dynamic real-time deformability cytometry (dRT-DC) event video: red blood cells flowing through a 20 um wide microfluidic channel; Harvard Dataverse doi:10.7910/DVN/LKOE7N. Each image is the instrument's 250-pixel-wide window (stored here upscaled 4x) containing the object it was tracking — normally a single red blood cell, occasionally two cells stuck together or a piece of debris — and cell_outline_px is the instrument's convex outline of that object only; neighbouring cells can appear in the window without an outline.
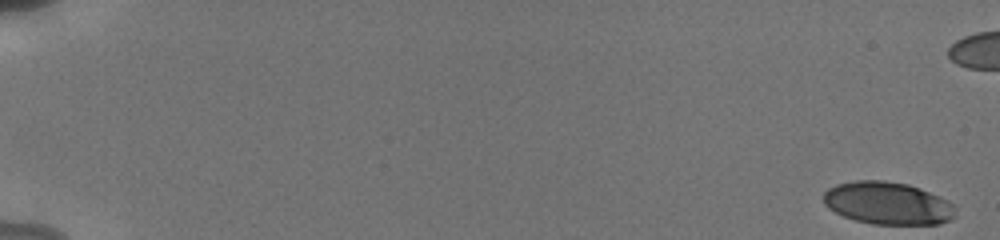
{"species": "human", "species_latin": "Homo sapiens", "temperature_condition": "cold", "stored_images_in_passage": 74, "camera_frame_rate_fps": 3000, "um_per_image_px": 0.085, "donor": {"sex": "male"}, "frame": {"image": 1, "passage_image": 1, "time_ms": 0.0, "image_size_px": [1000, 240], "cell_outline_px": [[956, 216], [940, 224], [872, 224], [856, 220], [844, 216], [828, 208], [824, 204], [824, 192], [828, 188], [836, 184], [856, 180], [884, 180], [908, 184], [920, 188], [952, 204], [956, 208]], "centroid_in_image_um": [75.43, 17.27], "position_along_channel_um": 9.6, "area_um2": 32.6}}
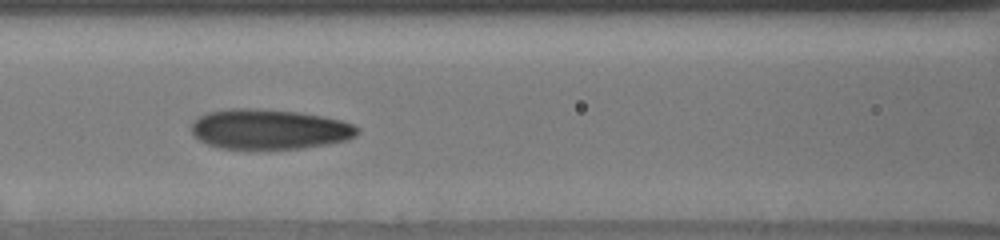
{"frame": {"image": 2, "passage_image": 31, "time_ms": 8.667, "image_size_px": [1000, 240], "cell_outline_px": [[360, 132], [356, 136], [348, 140], [328, 144], [300, 148], [220, 148], [208, 144], [192, 136], [192, 120], [208, 112], [228, 108], [256, 108], [300, 112], [340, 120], [352, 124], [360, 128]], "centroid_in_image_um": [22.89, 10.97], "position_along_channel_um": 143.7, "area_um2": 38.78}}
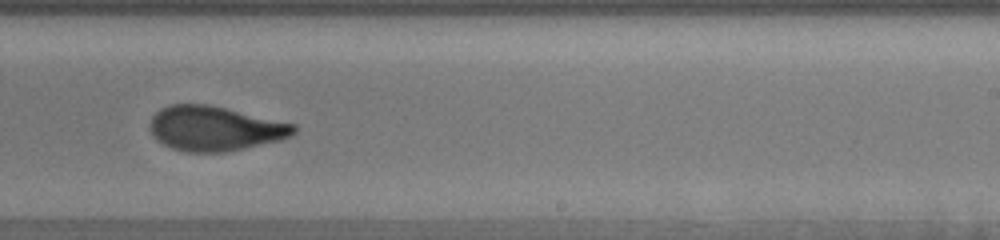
{"frame": {"image": 3, "passage_image": 49, "time_ms": 12.0, "image_size_px": [1000, 240], "cell_outline_px": [[296, 132], [292, 136], [280, 140], [244, 148], [224, 152], [188, 152], [172, 148], [156, 140], [152, 136], [152, 116], [160, 108], [168, 104], [208, 104], [296, 124]], "centroid_in_image_um": [18.27, 10.92], "position_along_channel_um": 270.7, "area_um2": 37.34}}